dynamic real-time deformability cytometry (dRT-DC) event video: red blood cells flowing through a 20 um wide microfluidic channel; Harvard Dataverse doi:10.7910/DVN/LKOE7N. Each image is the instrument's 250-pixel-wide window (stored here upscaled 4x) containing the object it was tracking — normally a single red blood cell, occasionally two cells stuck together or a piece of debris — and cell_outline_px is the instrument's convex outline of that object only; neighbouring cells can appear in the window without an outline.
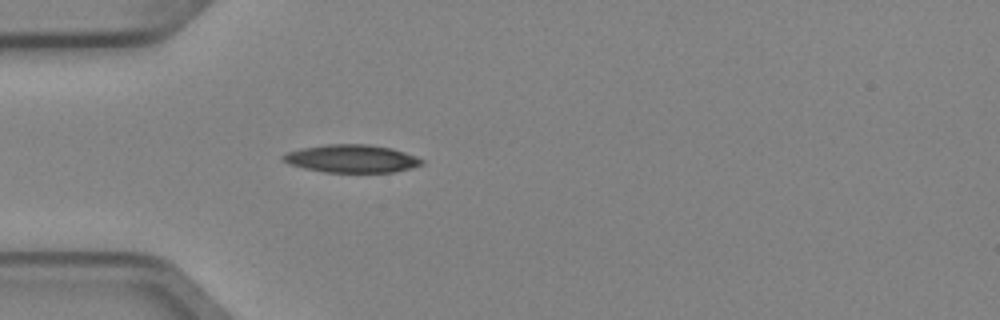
{"species": "Egyptian fruit bat (a non-hibernating species)", "species_latin": "Rousettus aegyptiacus", "temperature_condition": "cold", "stored_images_in_passage": 5, "camera_frame_rate_fps": 3000, "um_per_image_px": 0.085, "animal": {"sex": "female"}, "frame": {"image": 1, "passage_image": 5, "time_ms": 1.333, "image_size_px": [1000, 320], "cell_outline_px": [[424, 164], [412, 168], [396, 172], [324, 172], [304, 168], [288, 164], [280, 156], [288, 152], [300, 148], [324, 144], [368, 144], [392, 148], [416, 156], [424, 160]], "centroid_in_image_um": [29.9, 13.48], "position_along_channel_um": 55.1, "area_um2": 22.72}}